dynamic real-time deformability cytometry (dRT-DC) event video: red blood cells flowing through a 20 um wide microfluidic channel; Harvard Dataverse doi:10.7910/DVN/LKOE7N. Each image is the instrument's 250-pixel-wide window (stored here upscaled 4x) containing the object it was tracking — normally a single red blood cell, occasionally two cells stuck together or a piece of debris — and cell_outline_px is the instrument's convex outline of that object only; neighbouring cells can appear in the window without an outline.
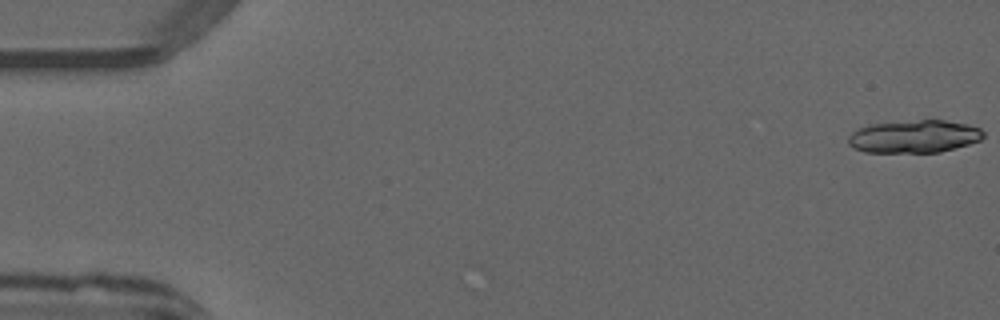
{"species": "common noctule bat (a hibernating species)", "species_latin": "Nyctalus noctula", "temperature_condition": "warm", "stored_images_in_passage": 18, "camera_frame_rate_fps": 3000, "um_per_image_px": 0.085, "animal": {"sex": "male", "forearm_length_mm": 52.5}, "frame": {"image": 1, "passage_image": 1, "time_ms": 0.0, "image_size_px": [1000, 320], "cell_outline_px": [[984, 136], [980, 140], [968, 144], [940, 152], [864, 152], [852, 148], [848, 144], [848, 136], [852, 132], [868, 124], [920, 120], [944, 120], [968, 124], [980, 128], [984, 132]], "centroid_in_image_um": [77.69, 11.6], "position_along_channel_um": 7.3, "area_um2": 25.78}}
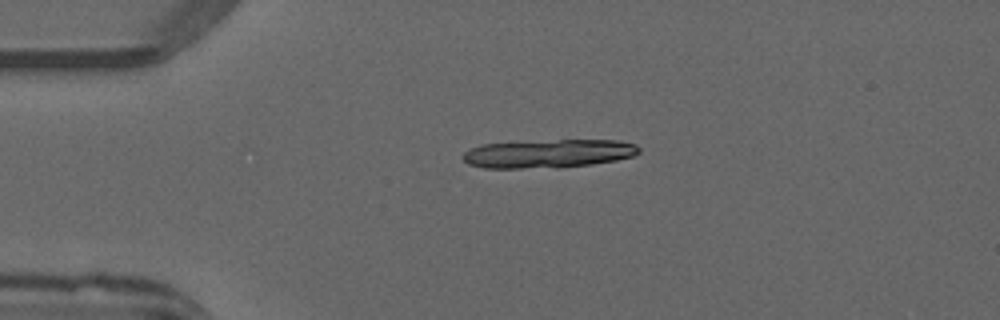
{"frame": {"image": 2, "passage_image": 12, "time_ms": 3.667, "image_size_px": [1000, 320], "cell_outline_px": [[640, 152], [632, 156], [616, 160], [592, 164], [560, 168], [484, 168], [468, 164], [460, 156], [464, 152], [480, 144], [560, 140], [620, 140], [636, 144], [640, 148]], "centroid_in_image_um": [46.62, 13.06], "position_along_channel_um": 38.4, "area_um2": 29.36}}